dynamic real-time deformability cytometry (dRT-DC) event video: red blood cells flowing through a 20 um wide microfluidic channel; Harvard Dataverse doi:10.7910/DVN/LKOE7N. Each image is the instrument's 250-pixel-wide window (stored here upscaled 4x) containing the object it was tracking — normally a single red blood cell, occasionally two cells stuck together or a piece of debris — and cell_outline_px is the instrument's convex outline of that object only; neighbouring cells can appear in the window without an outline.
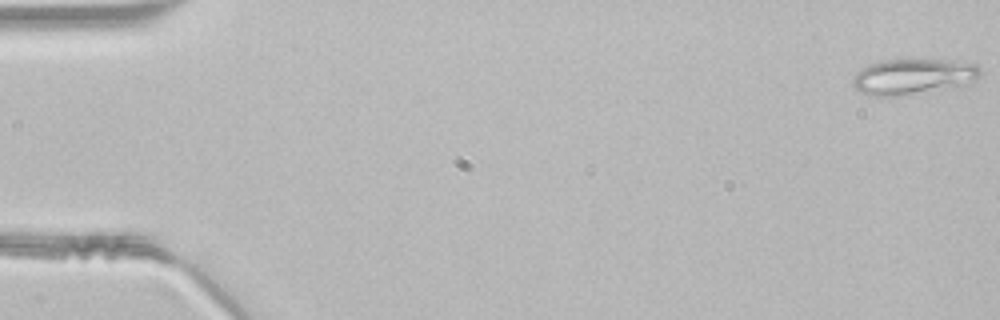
{"species": "common noctule bat (a hibernating species)", "species_latin": "Nyctalus noctula", "temperature_condition": "room temperature", "stored_images_in_passage": 48, "camera_frame_rate_fps": 3000, "um_per_image_px": 0.085, "animal": {"sex": "male", "body_mass_g": 21.5, "forearm_length_mm": 52.0}, "frame": {"image": 1, "passage_image": 1, "time_ms": 0.0, "image_size_px": [1000, 320], "cell_outline_px": [[980, 76], [968, 84], [952, 88], [896, 96], [868, 96], [860, 92], [852, 84], [852, 76], [856, 72], [868, 64], [884, 60], [952, 60], [976, 64], [980, 68]], "centroid_in_image_um": [77.6, 6.52], "position_along_channel_um": 7.4, "area_um2": 26.7}}
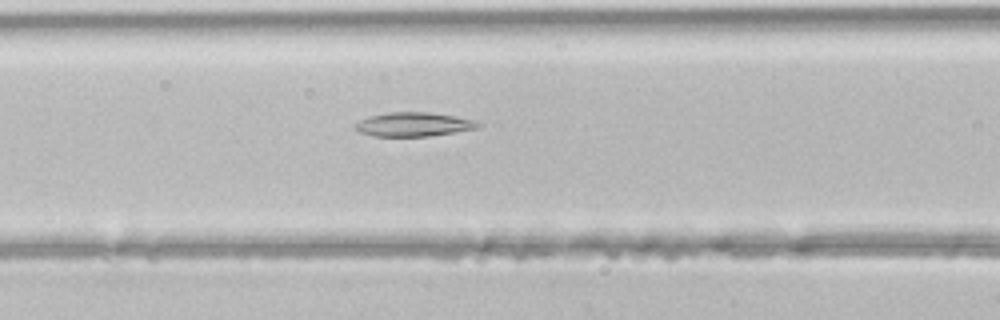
{"frame": {"image": 2, "passage_image": 20, "time_ms": 6.333, "image_size_px": [1000, 320], "cell_outline_px": [[480, 128], [428, 136], [372, 136], [360, 132], [356, 128], [356, 124], [360, 120], [372, 116], [388, 112], [428, 112], [456, 116], [472, 120], [480, 124]], "centroid_in_image_um": [35.17, 10.57], "position_along_channel_um": 131.4, "area_um2": 16.94}}
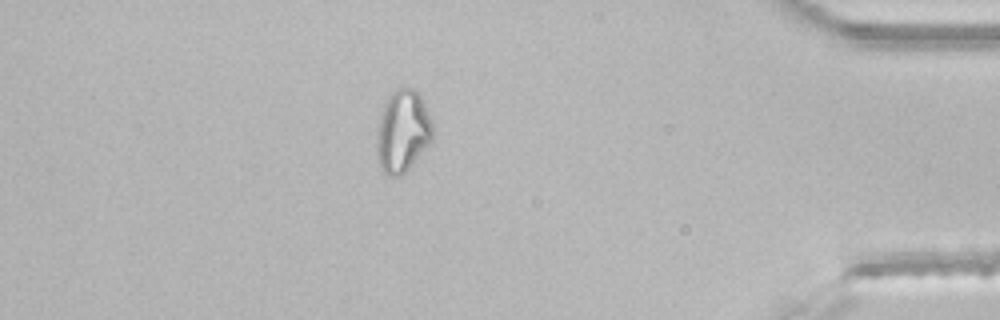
{"frame": {"image": 3, "passage_image": 42, "time_ms": 13.667, "image_size_px": [1000, 320], "cell_outline_px": [[432, 140], [412, 164], [400, 176], [388, 176], [380, 168], [376, 160], [376, 136], [380, 116], [384, 104], [388, 96], [396, 88], [412, 88], [420, 96], [432, 120]], "centroid_in_image_um": [34.19, 11.18], "position_along_channel_um": 401.0, "area_um2": 26.76}}